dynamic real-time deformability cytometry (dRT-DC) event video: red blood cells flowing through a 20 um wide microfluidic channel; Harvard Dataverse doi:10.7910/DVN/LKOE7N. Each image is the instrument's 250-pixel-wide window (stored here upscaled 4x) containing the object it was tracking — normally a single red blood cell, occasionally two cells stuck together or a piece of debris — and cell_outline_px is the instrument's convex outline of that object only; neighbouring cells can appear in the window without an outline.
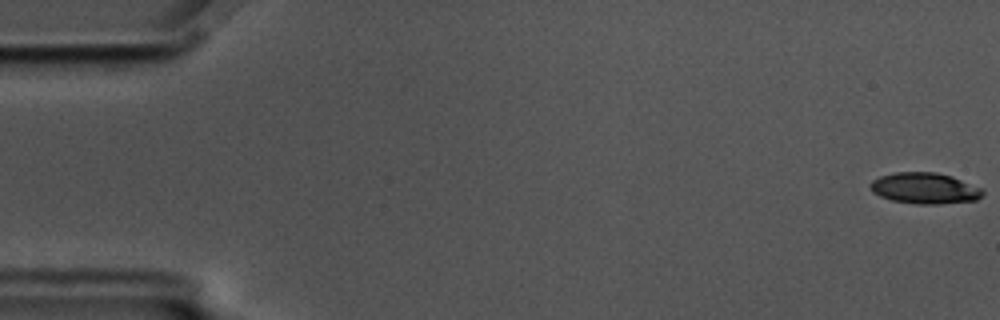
{"species": "common noctule bat (a hibernating species)", "species_latin": "Nyctalus noctula", "temperature_condition": "cold", "stored_images_in_passage": 18, "camera_frame_rate_fps": 3000, "um_per_image_px": 0.085, "animal": {"sex": "male", "body_mass_g": 17.5, "forearm_length_mm": 52.3}, "frame": {"image": 1, "passage_image": 1, "time_ms": 0.0, "image_size_px": [1000, 320], "cell_outline_px": [[984, 192], [976, 200], [940, 204], [916, 204], [892, 200], [880, 196], [872, 192], [872, 180], [880, 176], [896, 172], [936, 172], [952, 176], [984, 188]], "centroid_in_image_um": [78.64, 16.0], "position_along_channel_um": 6.4, "area_um2": 20.35}}